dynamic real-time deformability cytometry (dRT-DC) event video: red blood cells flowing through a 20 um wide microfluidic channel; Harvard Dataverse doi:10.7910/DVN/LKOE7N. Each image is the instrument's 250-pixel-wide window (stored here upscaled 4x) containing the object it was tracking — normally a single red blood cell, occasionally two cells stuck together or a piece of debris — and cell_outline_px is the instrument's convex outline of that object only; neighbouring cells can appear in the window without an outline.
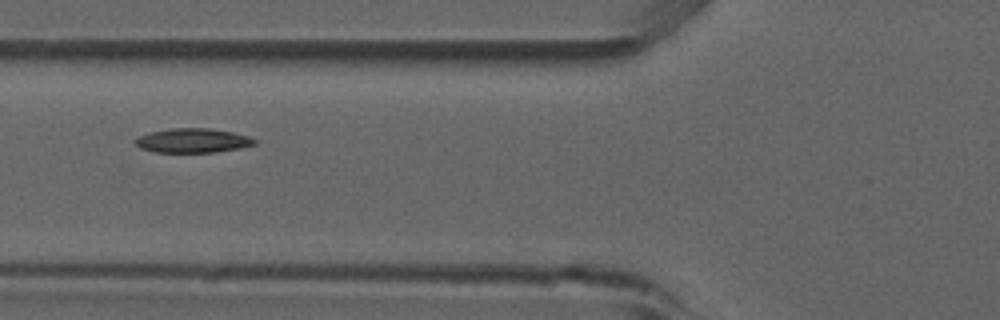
{"species": "common noctule bat (a hibernating species)", "species_latin": "Nyctalus noctula", "temperature_condition": "room temperature", "stored_images_in_passage": 4, "camera_frame_rate_fps": 3000, "um_per_image_px": 0.085, "animal": {"sex": "male", "forearm_length_mm": 52.5}, "frame": {"image": 1, "passage_image": 2, "time_ms": 0.333, "image_size_px": [1000, 320], "cell_outline_px": [[256, 144], [240, 148], [212, 152], [152, 152], [140, 148], [132, 140], [136, 136], [148, 132], [172, 128], [208, 128], [232, 132], [248, 136], [256, 140]], "centroid_in_image_um": [16.31, 11.94], "position_along_channel_um": 109.5, "area_um2": 16.99}}
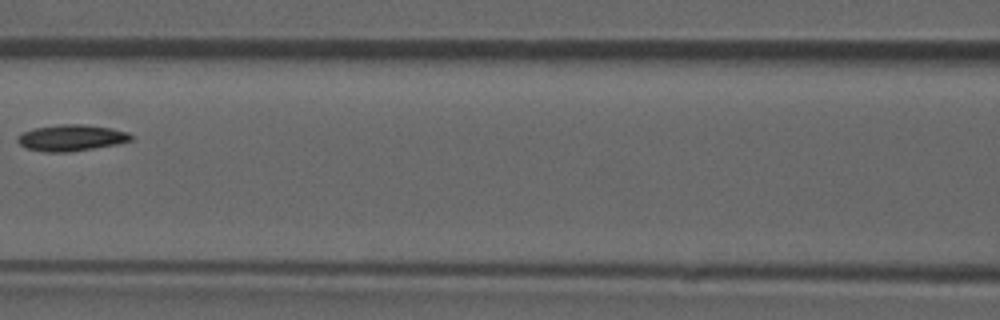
{"frame": {"image": 2, "passage_image": 3, "time_ms": 0.667, "image_size_px": [1000, 320], "cell_outline_px": [[132, 140], [116, 144], [68, 152], [44, 152], [24, 148], [16, 140], [16, 136], [24, 132], [36, 128], [60, 124], [84, 124], [112, 128], [128, 132], [132, 136]], "centroid_in_image_um": [6.03, 11.71], "position_along_channel_um": 160.6, "area_um2": 17.34}}